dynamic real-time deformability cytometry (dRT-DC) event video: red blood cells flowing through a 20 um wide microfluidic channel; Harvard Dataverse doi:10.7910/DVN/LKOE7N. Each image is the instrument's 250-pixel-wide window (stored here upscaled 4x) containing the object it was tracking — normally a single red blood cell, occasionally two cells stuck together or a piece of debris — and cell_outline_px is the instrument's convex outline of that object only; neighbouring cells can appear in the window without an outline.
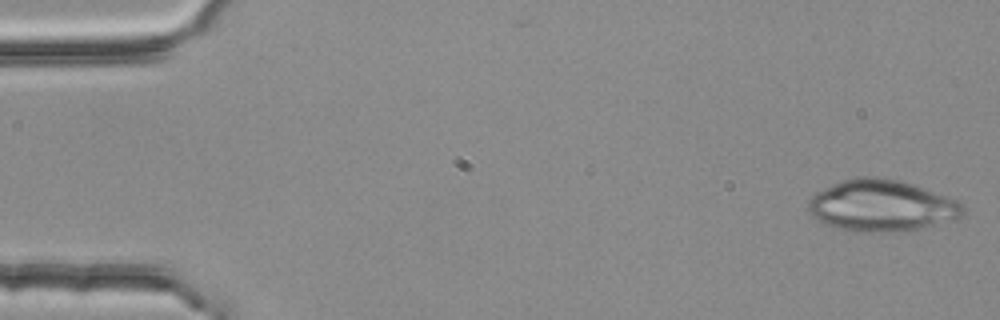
{"species": "common noctule bat (a hibernating species)", "species_latin": "Nyctalus noctula", "temperature_condition": "room temperature", "stored_images_in_passage": 4, "camera_frame_rate_fps": 3000, "um_per_image_px": 0.085, "animal": {"sex": "female", "body_mass_g": 25.1}, "frame": {"image": 1, "passage_image": 1, "time_ms": 0.0, "image_size_px": [1000, 320], "cell_outline_px": [[964, 212], [956, 220], [904, 232], [856, 232], [836, 228], [824, 224], [816, 220], [808, 212], [808, 200], [816, 192], [832, 184], [856, 176], [876, 176], [900, 180], [912, 184], [956, 200], [964, 204]], "centroid_in_image_um": [74.91, 17.5], "position_along_channel_um": 10.1, "area_um2": 46.93}}